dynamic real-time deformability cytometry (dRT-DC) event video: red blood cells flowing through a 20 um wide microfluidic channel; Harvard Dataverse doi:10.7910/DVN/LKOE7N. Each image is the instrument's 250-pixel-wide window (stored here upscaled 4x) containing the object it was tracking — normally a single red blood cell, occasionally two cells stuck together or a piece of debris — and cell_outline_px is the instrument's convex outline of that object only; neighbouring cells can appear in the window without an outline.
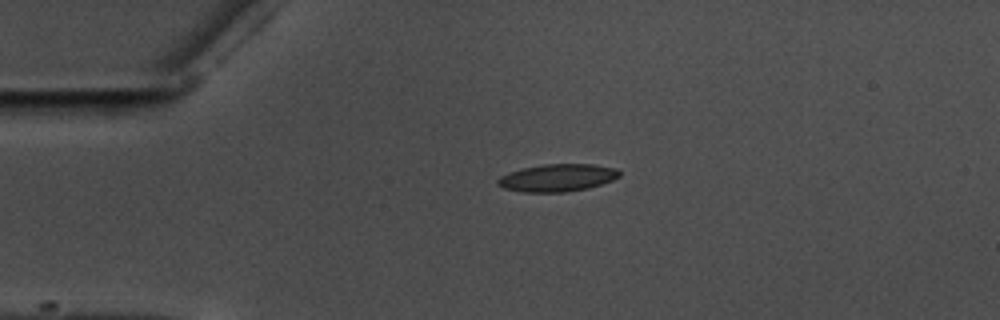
{"species": "common noctule bat (a hibernating species)", "species_latin": "Nyctalus noctula", "temperature_condition": "warm", "stored_images_in_passage": 45, "camera_frame_rate_fps": 3000, "um_per_image_px": 0.085, "animal": {"sex": "male", "body_mass_g": 17.5, "forearm_length_mm": 52.3}, "frame": {"image": 1, "passage_image": 1, "time_ms": 0.0, "image_size_px": [1000, 320], "cell_outline_px": [[620, 176], [612, 180], [588, 188], [568, 192], [524, 192], [504, 188], [496, 184], [496, 180], [500, 176], [508, 172], [524, 168], [544, 164], [596, 164], [616, 168], [620, 172]], "centroid_in_image_um": [47.37, 15.11], "position_along_channel_um": 37.6, "area_um2": 19.54}}
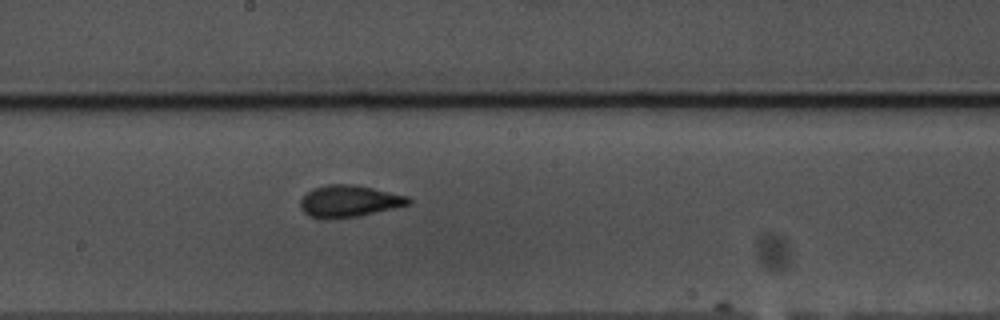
{"frame": {"image": 2, "passage_image": 19, "time_ms": 6.0, "image_size_px": [1000, 320], "cell_outline_px": [[412, 204], [360, 216], [328, 220], [324, 220], [308, 216], [300, 208], [300, 200], [312, 188], [328, 184], [352, 184], [372, 188], [408, 196], [412, 200]], "centroid_in_image_um": [29.66, 17.12], "position_along_channel_um": 218.5, "area_um2": 20.35}}
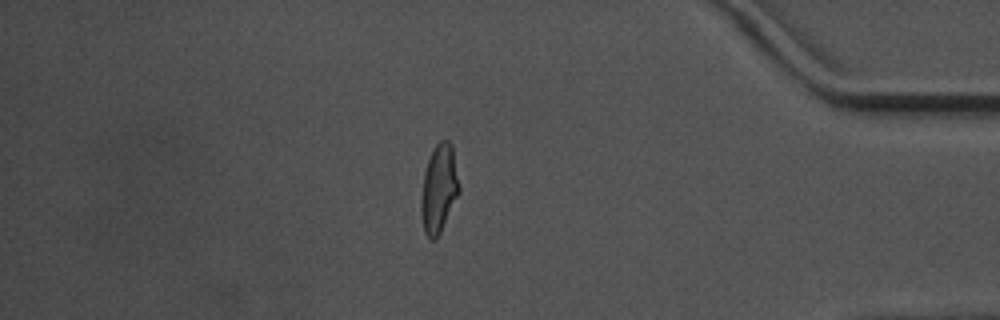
{"frame": {"image": 3, "passage_image": 37, "time_ms": 12.0, "image_size_px": [1000, 320], "cell_outline_px": [[460, 192], [436, 240], [428, 240], [424, 232], [420, 208], [420, 204], [424, 172], [428, 160], [436, 144], [440, 140], [448, 140], [452, 144], [460, 188]], "centroid_in_image_um": [37.31, 16.06], "position_along_channel_um": 397.9, "area_um2": 19.59}, "authors_computed_cell_mechanics": {"area_um2": 19.1318, "velocity_mm_per_s": 3.5636, "shape_relaxation_time_tau1_ms": 5.8674, "shape_relaxation_time_tau2_ms": 1.524, "deformation_change_tau1": 0.1928, "deformation_change_tau2": 0.084}}